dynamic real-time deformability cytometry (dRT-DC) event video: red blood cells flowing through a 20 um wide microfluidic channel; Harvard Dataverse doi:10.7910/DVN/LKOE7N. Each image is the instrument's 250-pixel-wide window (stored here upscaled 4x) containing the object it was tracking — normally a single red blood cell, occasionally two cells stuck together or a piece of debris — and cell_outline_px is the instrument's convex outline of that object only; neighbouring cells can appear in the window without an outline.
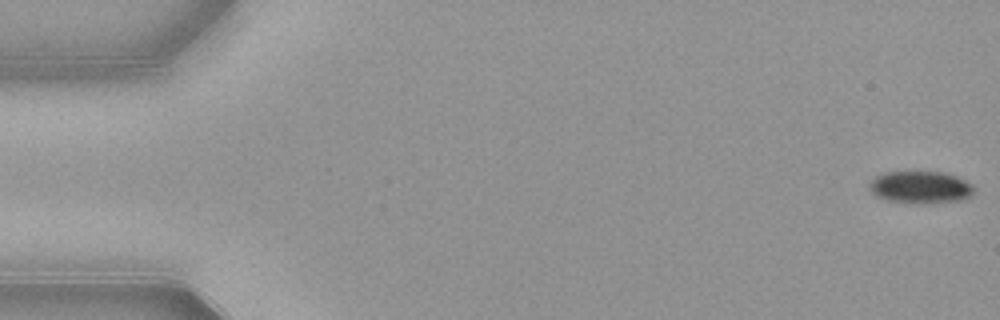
{"species": "common noctule bat (a hibernating species)", "species_latin": "Nyctalus noctula", "temperature_condition": "warm", "stored_images_in_passage": 53, "camera_frame_rate_fps": 3000, "um_per_image_px": 0.085, "animal": {"sex": "female", "body_mass_g": 21.9}, "frame": {"image": 1, "passage_image": 1, "time_ms": 0.0, "image_size_px": [1000, 320], "cell_outline_px": [[972, 196], [960, 200], [932, 204], [908, 204], [888, 200], [876, 196], [868, 188], [868, 184], [876, 176], [884, 172], [944, 172], [956, 176], [972, 184]], "centroid_in_image_um": [78.22, 15.94], "position_along_channel_um": 6.8, "area_um2": 19.94}}
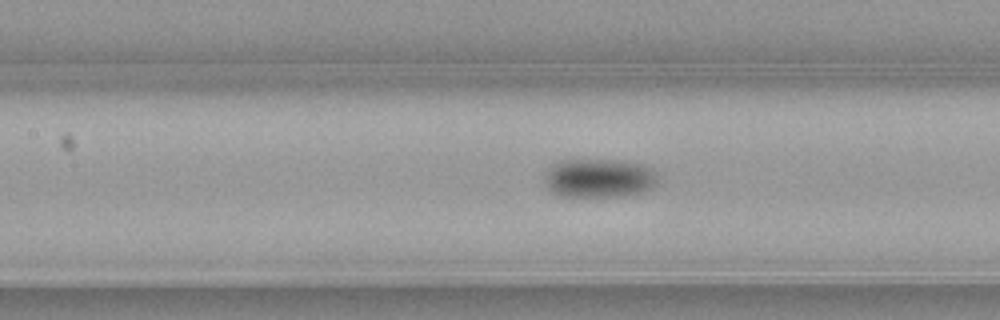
{"frame": {"image": 2, "passage_image": 24, "time_ms": 7.667, "image_size_px": [1000, 320], "cell_outline_px": [[660, 176], [656, 184], [652, 188], [644, 192], [616, 196], [560, 196], [552, 192], [544, 184], [544, 176], [548, 168], [564, 160], [616, 160], [640, 164], [652, 168]], "centroid_in_image_um": [50.94, 15.14], "position_along_channel_um": 156.5, "area_um2": 25.72}}
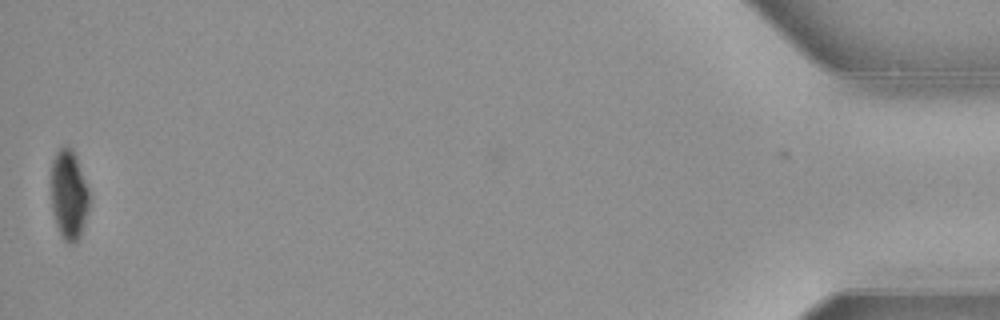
{"frame": {"image": 3, "passage_image": 53, "time_ms": 17.333, "image_size_px": [1000, 320], "cell_outline_px": [[88, 208], [80, 236], [72, 244], [68, 244], [60, 236], [52, 212], [52, 160], [56, 152], [60, 148], [72, 148], [76, 156], [88, 188]], "centroid_in_image_um": [5.84, 16.58], "position_along_channel_um": 429.4, "area_um2": 19.59}, "authors_computed_cell_mechanics": {"area_um2": 22.831, "velocity_mm_per_s": 3.8763, "shape_relaxation_time_tau1_ms": 3.4533, "shape_relaxation_time_tau2_ms": null, "deformation_change_tau1": 0.1163, "deformation_change_tau2": null}}